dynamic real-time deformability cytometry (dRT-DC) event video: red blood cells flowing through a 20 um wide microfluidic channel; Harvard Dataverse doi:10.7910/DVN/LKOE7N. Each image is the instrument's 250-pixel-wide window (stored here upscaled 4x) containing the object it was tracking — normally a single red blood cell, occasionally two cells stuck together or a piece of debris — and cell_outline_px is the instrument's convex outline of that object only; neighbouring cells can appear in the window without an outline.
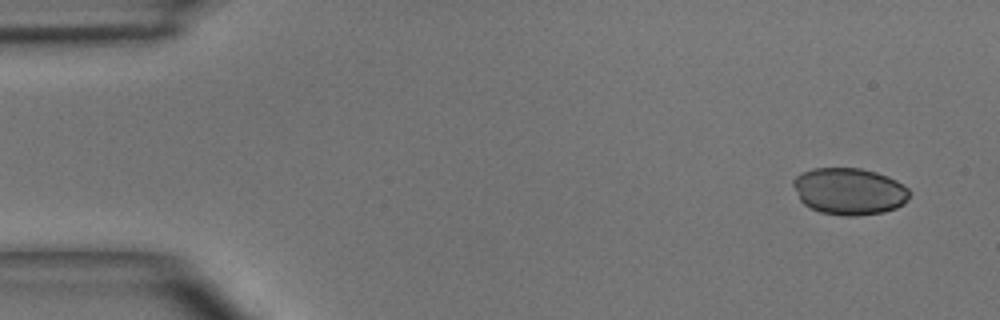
{"species": "common noctule bat (a hibernating species)", "species_latin": "Nyctalus noctula", "temperature_condition": "room temperature", "stored_images_in_passage": 3, "camera_frame_rate_fps": 3000, "um_per_image_px": 0.085, "animal": {"sex": "male", "body_mass_g": 15.6}, "frame": {"image": 1, "passage_image": 1, "time_ms": 0.0, "image_size_px": [1000, 320], "cell_outline_px": [[908, 196], [904, 204], [896, 208], [884, 212], [856, 216], [844, 216], [820, 212], [804, 204], [800, 200], [792, 184], [792, 180], [796, 176], [812, 168], [860, 168], [876, 172], [888, 176], [896, 180], [908, 188]], "centroid_in_image_um": [72.18, 16.26], "position_along_channel_um": 12.8, "area_um2": 31.73}}
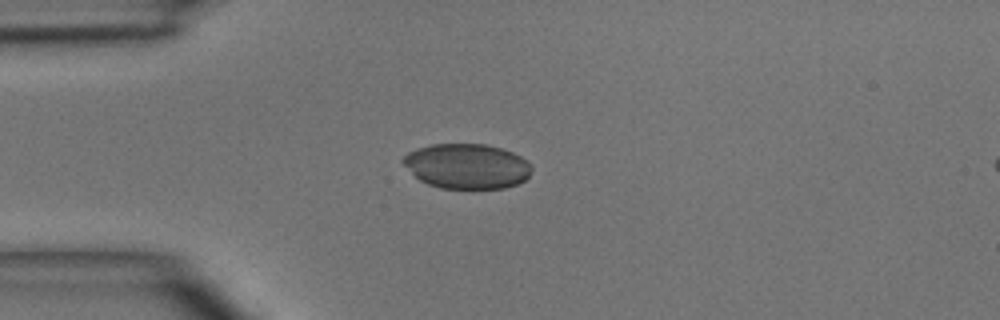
{"frame": {"image": 2, "passage_image": 3, "time_ms": 3.0, "image_size_px": [1000, 320], "cell_outline_px": [[532, 168], [528, 176], [524, 180], [516, 184], [504, 188], [440, 188], [428, 184], [420, 180], [400, 160], [408, 152], [416, 148], [432, 144], [484, 144], [500, 148], [512, 152], [528, 160]], "centroid_in_image_um": [39.68, 14.12], "position_along_channel_um": 45.3, "area_um2": 33.58}}